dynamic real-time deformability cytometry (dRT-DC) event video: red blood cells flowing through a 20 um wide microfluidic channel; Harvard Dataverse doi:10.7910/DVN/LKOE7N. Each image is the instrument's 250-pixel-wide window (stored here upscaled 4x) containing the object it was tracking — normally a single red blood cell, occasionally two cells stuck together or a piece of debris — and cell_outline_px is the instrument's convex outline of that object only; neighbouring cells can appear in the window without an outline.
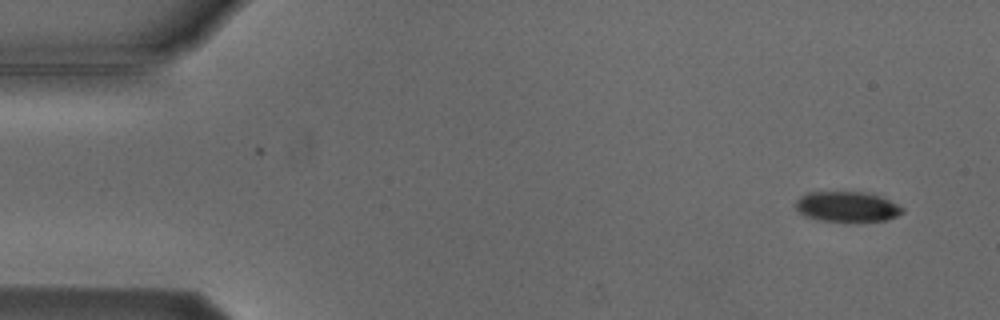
{"species": "Egyptian fruit bat (a non-hibernating species)", "species_latin": "Rousettus aegyptiacus", "temperature_condition": "cold", "stored_images_in_passage": 2, "camera_frame_rate_fps": 3000, "um_per_image_px": 0.085, "animal": {"sex": "male"}, "frame": {"image": 1, "passage_image": 2, "time_ms": 2.333, "image_size_px": [1000, 320], "cell_outline_px": [[904, 212], [888, 220], [820, 220], [808, 216], [800, 212], [796, 208], [796, 200], [800, 196], [808, 192], [864, 192], [880, 196], [904, 208]], "centroid_in_image_um": [72.0, 17.54], "position_along_channel_um": 13.0, "area_um2": 18.32}}